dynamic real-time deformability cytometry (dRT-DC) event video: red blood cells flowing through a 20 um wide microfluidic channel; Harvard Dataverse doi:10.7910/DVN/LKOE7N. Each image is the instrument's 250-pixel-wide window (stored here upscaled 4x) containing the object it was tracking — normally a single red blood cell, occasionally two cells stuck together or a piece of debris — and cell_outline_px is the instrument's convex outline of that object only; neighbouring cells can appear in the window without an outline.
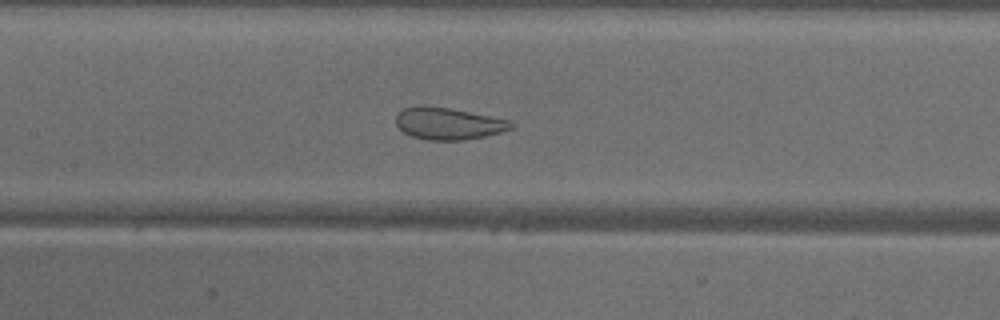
{"species": "common noctule bat (a hibernating species)", "species_latin": "Nyctalus noctula", "temperature_condition": "warm", "stored_images_in_passage": 48, "camera_frame_rate_fps": 3000, "um_per_image_px": 0.085, "animal": {"sex": "male", "body_mass_g": 18.8}, "frame": {"image": 1, "passage_image": 22, "time_ms": 7.0, "image_size_px": [1000, 320], "cell_outline_px": [[516, 124], [512, 128], [500, 132], [484, 136], [464, 140], [428, 140], [412, 136], [404, 132], [396, 124], [396, 116], [404, 108], [452, 108], [508, 120]], "centroid_in_image_um": [38.16, 10.53], "position_along_channel_um": 169.2, "area_um2": 20.75}}
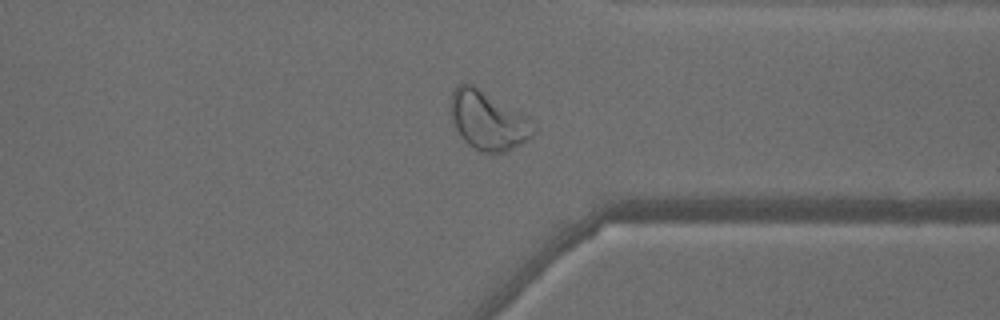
{"frame": {"image": 2, "passage_image": 37, "time_ms": 12.0, "image_size_px": [1000, 320], "cell_outline_px": [[536, 132], [528, 140], [504, 152], [480, 152], [468, 144], [460, 136], [452, 120], [452, 92], [456, 84], [472, 84], [480, 88], [524, 116], [536, 124]], "centroid_in_image_um": [41.48, 10.26], "position_along_channel_um": 369.9, "area_um2": 27.8}}
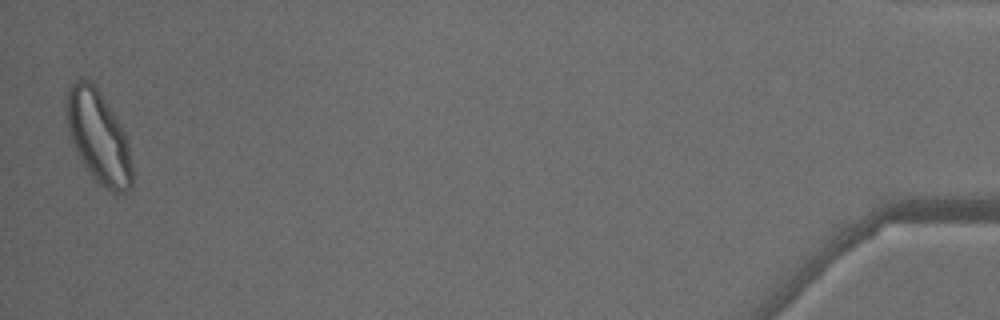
{"frame": {"image": 3, "passage_image": 48, "time_ms": 15.667, "image_size_px": [1000, 320], "cell_outline_px": [[132, 188], [116, 196], [104, 188], [88, 172], [76, 152], [68, 132], [68, 88], [76, 80], [88, 80], [96, 88], [120, 124], [128, 140], [132, 164]], "centroid_in_image_um": [8.41, 11.75], "position_along_channel_um": 426.8, "area_um2": 34.85}, "authors_computed_cell_mechanics": {"area_um2": 29.4491, "velocity_mm_per_s": 4.0782, "shape_relaxation_time_tau1_ms": null, "shape_relaxation_time_tau2_ms": 0.8986, "deformation_change_tau1": null, "deformation_change_tau2": 0.0769}}